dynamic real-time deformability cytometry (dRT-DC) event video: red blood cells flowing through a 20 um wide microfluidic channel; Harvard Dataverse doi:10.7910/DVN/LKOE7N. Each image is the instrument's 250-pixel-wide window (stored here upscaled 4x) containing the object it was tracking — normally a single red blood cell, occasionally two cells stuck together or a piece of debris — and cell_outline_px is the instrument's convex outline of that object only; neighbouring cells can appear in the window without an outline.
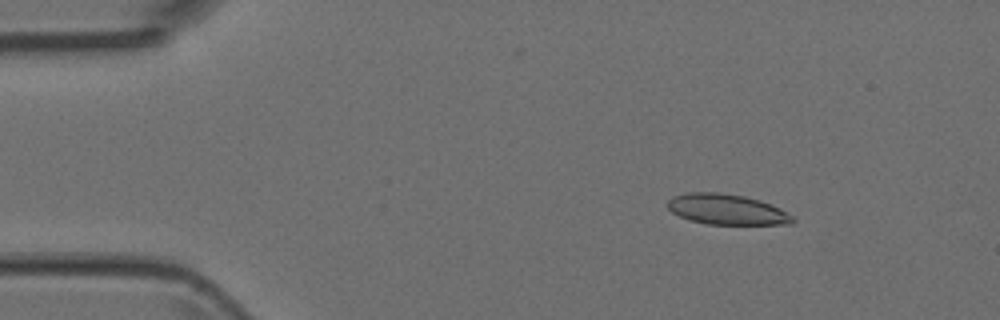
{"species": "Egyptian fruit bat (a non-hibernating species)", "species_latin": "Rousettus aegyptiacus", "temperature_condition": "room temperature", "stored_images_in_passage": 3, "camera_frame_rate_fps": 3000, "um_per_image_px": 0.085, "animal": {"sex": "female"}, "frame": {"image": 1, "passage_image": 1, "time_ms": 0.0, "image_size_px": [1000, 320], "cell_outline_px": [[796, 220], [792, 224], [708, 224], [688, 220], [672, 212], [668, 208], [668, 200], [672, 196], [688, 192], [720, 192], [744, 196], [760, 200], [780, 208], [792, 216]], "centroid_in_image_um": [61.76, 17.79], "position_along_channel_um": 23.2, "area_um2": 22.25}}